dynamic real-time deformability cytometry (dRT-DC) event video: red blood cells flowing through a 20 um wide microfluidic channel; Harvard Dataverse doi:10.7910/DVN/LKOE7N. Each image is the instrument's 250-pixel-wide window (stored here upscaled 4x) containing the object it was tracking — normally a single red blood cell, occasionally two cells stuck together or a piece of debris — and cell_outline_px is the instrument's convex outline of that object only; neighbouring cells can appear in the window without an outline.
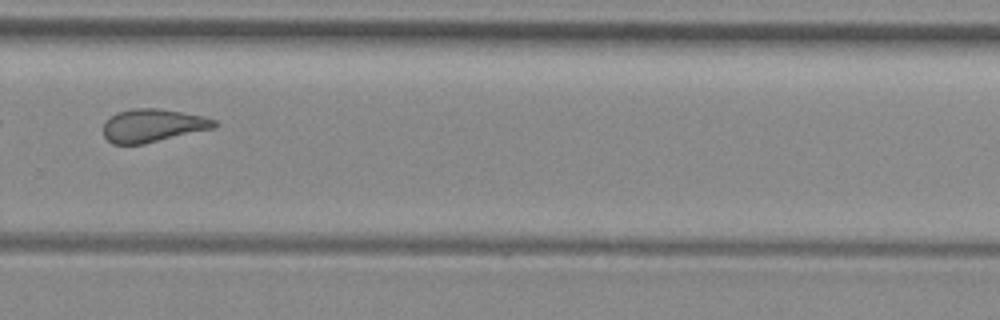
{"species": "common noctule bat (a hibernating species)", "species_latin": "Nyctalus noctula", "temperature_condition": "room temperature", "stored_images_in_passage": 34, "camera_frame_rate_fps": 3000, "um_per_image_px": 0.085, "animal": {"sex": "female", "body_mass_g": 29.2, "forearm_length_mm": 56.3}, "frame": {"image": 1, "passage_image": 19, "time_ms": 6.0, "image_size_px": [1000, 320], "cell_outline_px": [[220, 124], [216, 128], [144, 144], [112, 144], [104, 136], [104, 124], [116, 112], [132, 108], [156, 108], [204, 116], [216, 120]], "centroid_in_image_um": [13.03, 10.67], "position_along_channel_um": 316.8, "area_um2": 21.5}}